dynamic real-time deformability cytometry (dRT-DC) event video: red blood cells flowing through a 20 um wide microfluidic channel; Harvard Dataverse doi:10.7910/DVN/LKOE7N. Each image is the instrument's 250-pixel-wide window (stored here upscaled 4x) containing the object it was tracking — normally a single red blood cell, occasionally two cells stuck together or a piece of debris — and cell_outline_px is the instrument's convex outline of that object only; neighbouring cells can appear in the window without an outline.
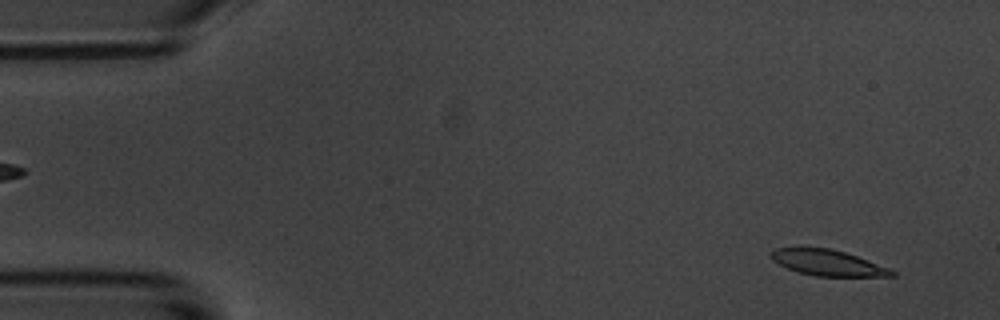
{"species": "common noctule bat (a hibernating species)", "species_latin": "Nyctalus noctula", "temperature_condition": "room temperature", "stored_images_in_passage": 55, "camera_frame_rate_fps": 3000, "um_per_image_px": 0.085, "animal": {"sex": "male", "body_mass_g": 20.1, "forearm_length_mm": 53.5}, "frame": {"image": 1, "passage_image": 3, "time_ms": 0.667, "image_size_px": [1000, 320], "cell_outline_px": [[896, 276], [816, 276], [796, 272], [772, 260], [768, 256], [776, 248], [828, 248], [844, 252], [856, 256], [888, 268], [896, 272]], "centroid_in_image_um": [70.33, 22.34], "position_along_channel_um": 14.7, "area_um2": 17.86}}
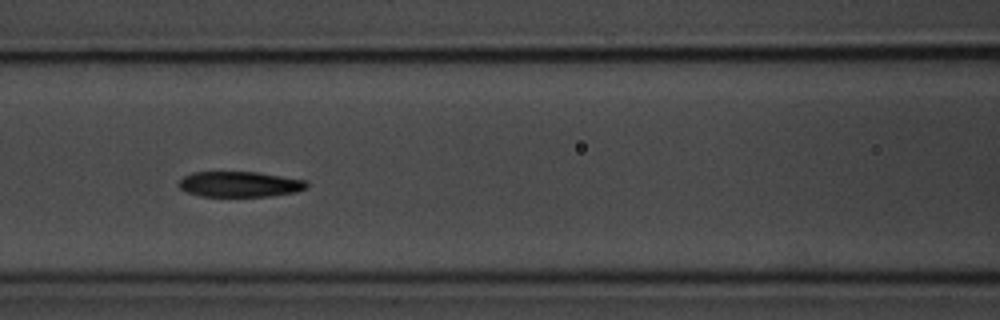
{"frame": {"image": 2, "passage_image": 23, "time_ms": 7.333, "image_size_px": [1000, 320], "cell_outline_px": [[308, 188], [296, 192], [272, 196], [200, 196], [188, 192], [180, 188], [176, 184], [184, 176], [192, 172], [256, 172], [308, 180]], "centroid_in_image_um": [20.4, 15.66], "position_along_channel_um": 146.2, "area_um2": 19.13}}
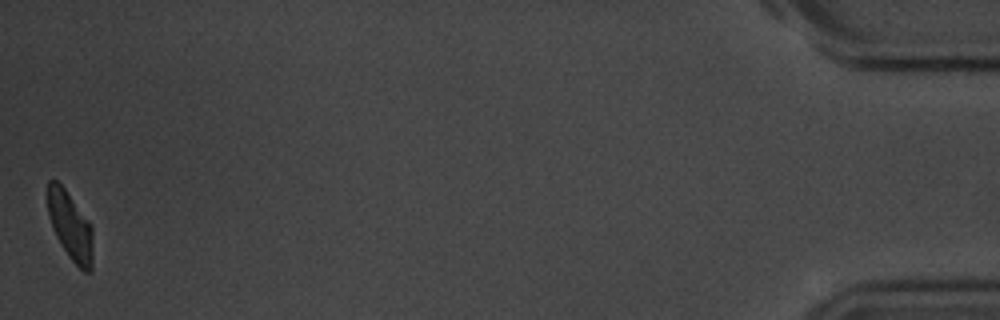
{"frame": {"image": 3, "passage_image": 55, "time_ms": 18.0, "image_size_px": [1000, 320], "cell_outline_px": [[92, 272], [84, 272], [68, 256], [60, 244], [52, 228], [48, 216], [48, 180], [56, 180], [64, 188], [92, 224]], "centroid_in_image_um": [5.98, 19.22], "position_along_channel_um": 429.2, "area_um2": 18.03}, "authors_computed_cell_mechanics": {"area_um2": 19.5942, "velocity_mm_per_s": 3.5453, "shape_relaxation_time_tau1_ms": 4.0659, "shape_relaxation_time_tau2_ms": 9.3222, "deformation_change_tau1": 0.162, "deformation_change_tau2": 0.1623}}